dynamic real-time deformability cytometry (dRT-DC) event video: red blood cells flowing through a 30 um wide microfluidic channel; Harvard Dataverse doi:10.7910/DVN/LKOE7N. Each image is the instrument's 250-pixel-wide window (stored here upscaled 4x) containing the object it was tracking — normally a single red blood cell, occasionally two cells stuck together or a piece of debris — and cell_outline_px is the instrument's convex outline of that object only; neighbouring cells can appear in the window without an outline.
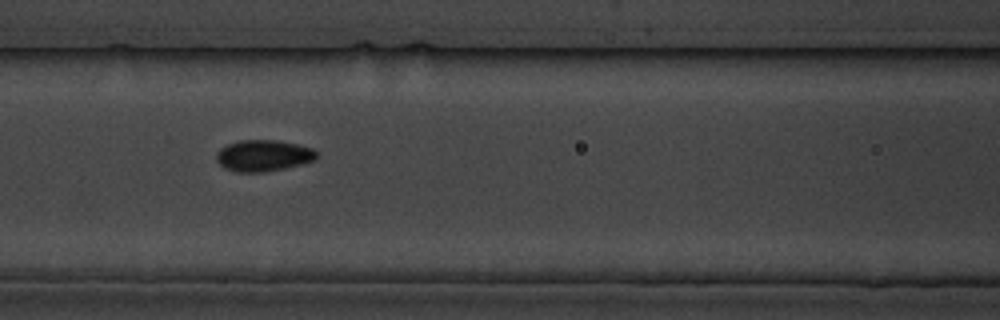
{"species": "common noctule bat (a hibernating species)", "species_latin": "Nyctalus noctula", "temperature_condition": "cold", "stored_images_in_passage": 7, "camera_frame_rate_fps": 3000, "um_per_image_px": 0.085, "animal": {"sex": "male", "body_mass_g": 19.5, "forearm_length_mm": 54.6}, "frame": {"image": 1, "passage_image": 5, "time_ms": 5.333, "image_size_px": [1000, 320], "cell_outline_px": [[320, 156], [316, 160], [304, 164], [264, 172], [236, 172], [224, 168], [216, 160], [216, 152], [220, 148], [236, 140], [276, 140], [296, 144], [312, 148], [320, 152]], "centroid_in_image_um": [22.42, 13.23], "position_along_channel_um": 144.2, "area_um2": 18.67}}
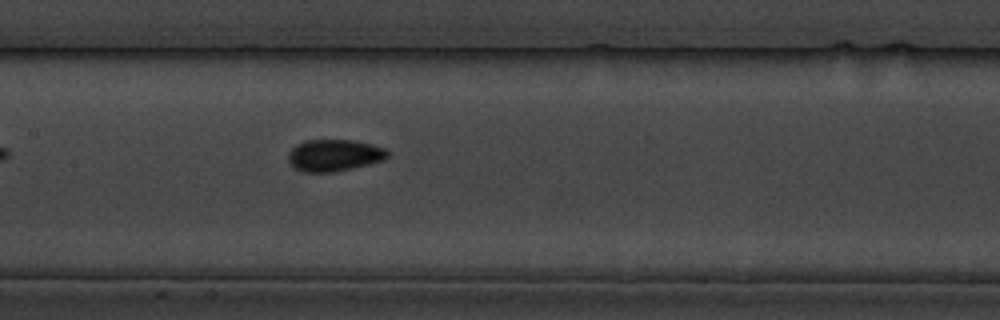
{"frame": {"image": 2, "passage_image": 6, "time_ms": 6.333, "image_size_px": [1000, 320], "cell_outline_px": [[388, 156], [384, 160], [352, 168], [332, 172], [300, 172], [292, 168], [288, 164], [288, 152], [296, 144], [308, 140], [352, 140], [372, 144], [388, 148]], "centroid_in_image_um": [28.37, 13.2], "position_along_channel_um": 179.0, "area_um2": 18.67}}